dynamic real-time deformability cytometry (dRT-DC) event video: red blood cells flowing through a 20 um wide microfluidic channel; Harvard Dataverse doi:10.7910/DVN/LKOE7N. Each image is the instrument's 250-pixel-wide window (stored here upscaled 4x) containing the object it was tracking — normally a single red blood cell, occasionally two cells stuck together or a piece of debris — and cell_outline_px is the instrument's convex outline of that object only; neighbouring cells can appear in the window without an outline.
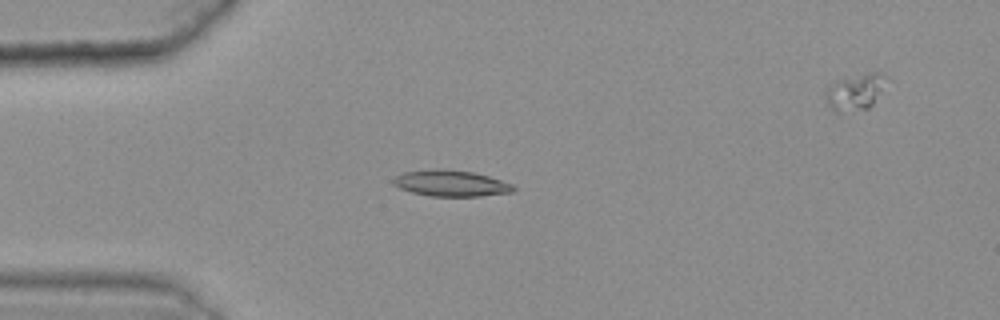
{"species": "common noctule bat (a hibernating species)", "species_latin": "Nyctalus noctula", "temperature_condition": "warm", "stored_images_in_passage": 36, "camera_frame_rate_fps": 3000, "um_per_image_px": 0.085, "animal": {"sex": "female", "body_mass_g": 25.1}, "frame": {"image": 1, "passage_image": 3, "time_ms": 0.667, "image_size_px": [1000, 320], "cell_outline_px": [[516, 188], [512, 192], [480, 196], [428, 196], [412, 192], [400, 188], [392, 184], [392, 180], [396, 176], [404, 172], [472, 172], [488, 176], [512, 184]], "centroid_in_image_um": [38.37, 15.64], "position_along_channel_um": 46.6, "area_um2": 17.22}}
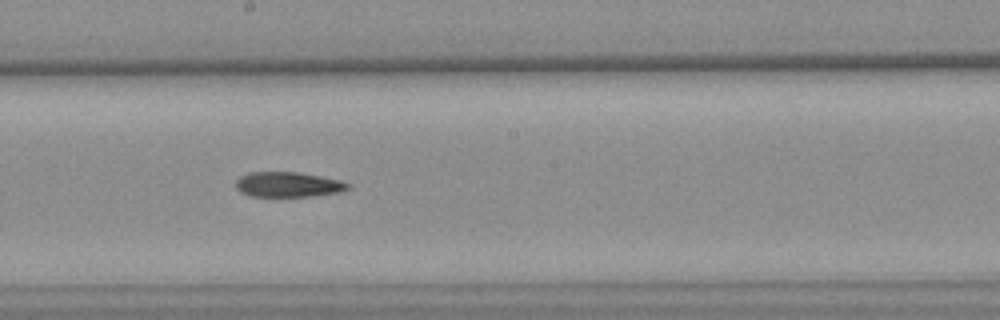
{"frame": {"image": 2, "passage_image": 19, "time_ms": 6.0, "image_size_px": [1000, 320], "cell_outline_px": [[352, 184], [348, 188], [340, 192], [312, 196], [248, 196], [240, 192], [236, 188], [236, 180], [240, 176], [248, 172], [296, 172], [320, 176], [340, 180]], "centroid_in_image_um": [24.47, 15.68], "position_along_channel_um": 223.7, "area_um2": 16.42}}
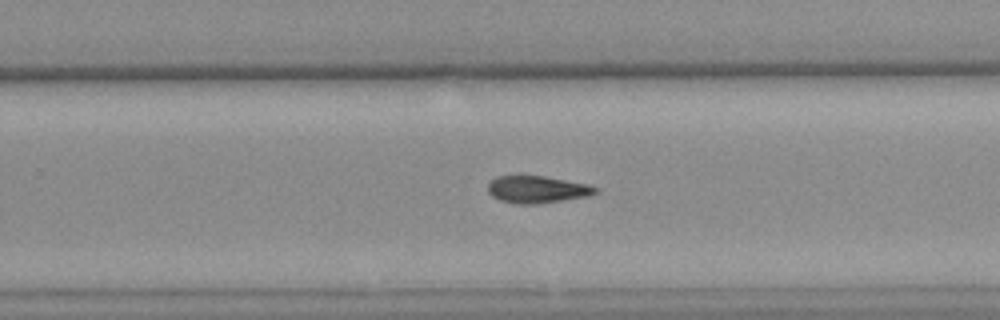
{"frame": {"image": 3, "passage_image": 24, "time_ms": 7.667, "image_size_px": [1000, 320], "cell_outline_px": [[600, 192], [588, 196], [564, 200], [536, 204], [516, 204], [500, 200], [492, 196], [488, 192], [488, 184], [496, 176], [544, 176], [588, 184], [600, 188]], "centroid_in_image_um": [45.69, 16.11], "position_along_channel_um": 284.1, "area_um2": 17.11}}